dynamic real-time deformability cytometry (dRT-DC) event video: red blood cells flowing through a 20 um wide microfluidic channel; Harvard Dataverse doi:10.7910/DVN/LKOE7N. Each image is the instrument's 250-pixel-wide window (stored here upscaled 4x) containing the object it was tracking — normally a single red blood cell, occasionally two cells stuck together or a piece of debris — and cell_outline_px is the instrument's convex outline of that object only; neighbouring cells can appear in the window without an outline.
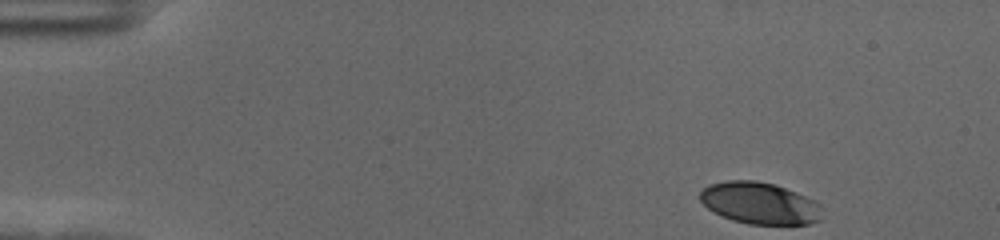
{"species": "human", "species_latin": "Homo sapiens", "temperature_condition": "cold", "stored_images_in_passage": 45, "camera_frame_rate_fps": 3000, "um_per_image_px": 0.085, "donor": {"sex": "female"}, "frame": {"image": 1, "passage_image": 1, "time_ms": 0.0, "image_size_px": [1000, 240], "cell_outline_px": [[820, 220], [808, 224], [748, 224], [732, 220], [720, 216], [712, 212], [700, 200], [700, 192], [708, 184], [724, 180], [756, 180], [776, 184], [796, 192], [820, 204]], "centroid_in_image_um": [64.52, 17.26], "position_along_channel_um": 20.5, "area_um2": 29.82}}
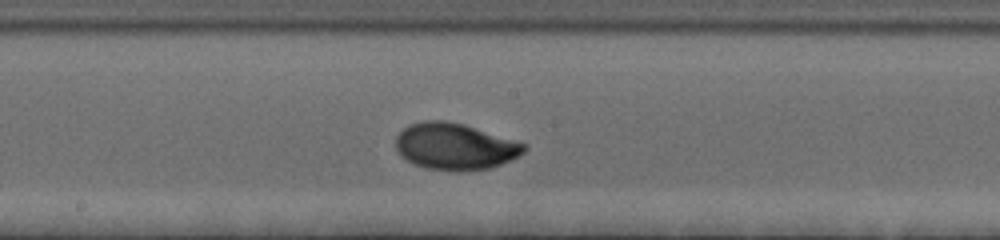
{"frame": {"image": 2, "passage_image": 26, "time_ms": 8.333, "image_size_px": [1000, 240], "cell_outline_px": [[528, 148], [520, 156], [500, 164], [488, 168], [460, 172], [456, 172], [424, 168], [400, 156], [396, 148], [396, 136], [408, 124], [420, 120], [444, 120], [464, 124], [528, 144]], "centroid_in_image_um": [38.67, 12.44], "position_along_channel_um": 209.5, "area_um2": 35.2}}
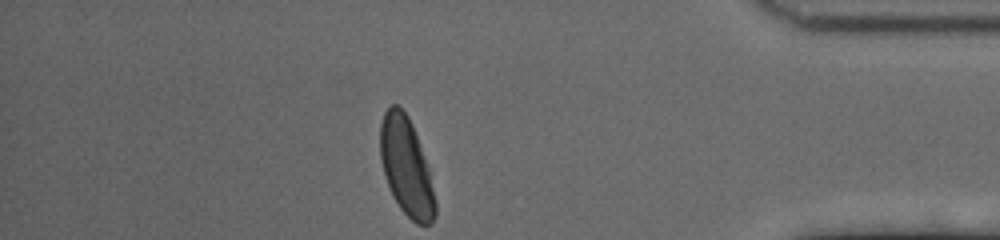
{"frame": {"image": 3, "passage_image": 45, "time_ms": 14.667, "image_size_px": [1000, 240], "cell_outline_px": [[436, 216], [432, 224], [416, 224], [400, 208], [392, 196], [384, 176], [380, 160], [380, 124], [384, 112], [392, 104], [396, 104], [408, 116], [412, 124], [428, 168], [436, 204]], "centroid_in_image_um": [34.51, 14.2], "position_along_channel_um": 400.7, "area_um2": 31.21}, "authors_computed_cell_mechanics": {"area_um2": 33.1194, "velocity_mm_per_s": 3.5166, "shape_relaxation_time_tau1_ms": 3.0053, "shape_relaxation_time_tau2_ms": null, "deformation_change_tau1": 0.1589, "deformation_change_tau2": null}}